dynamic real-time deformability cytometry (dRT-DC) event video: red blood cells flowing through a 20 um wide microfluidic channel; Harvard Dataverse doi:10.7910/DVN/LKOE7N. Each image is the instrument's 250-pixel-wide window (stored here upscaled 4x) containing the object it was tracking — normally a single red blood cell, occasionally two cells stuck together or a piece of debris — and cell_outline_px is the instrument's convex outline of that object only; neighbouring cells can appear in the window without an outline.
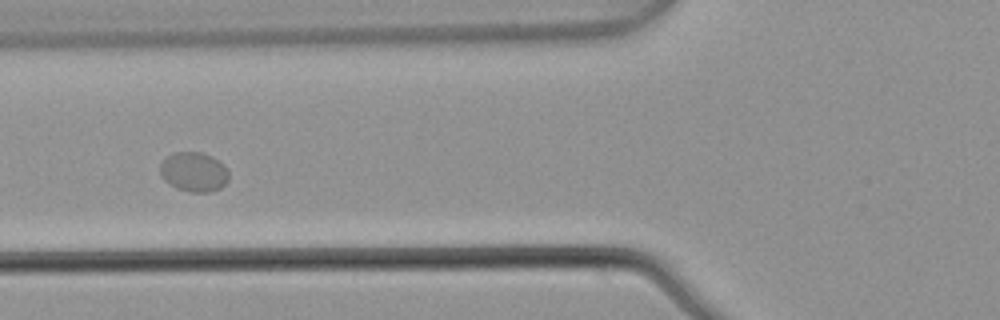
{"species": "common noctule bat (a hibernating species)", "species_latin": "Nyctalus noctula", "temperature_condition": "warm", "stored_images_in_passage": 9, "camera_frame_rate_fps": 3000, "um_per_image_px": 0.085, "animal": {"sex": "male", "body_mass_g": 21.5, "forearm_length_mm": 52.0}, "frame": {"image": 1, "passage_image": 7, "time_ms": 2.0, "image_size_px": [1000, 320], "cell_outline_px": [[228, 180], [220, 188], [212, 192], [188, 192], [176, 188], [168, 184], [160, 176], [160, 164], [168, 156], [176, 152], [200, 152], [212, 156], [224, 164], [228, 172]], "centroid_in_image_um": [16.47, 14.62], "position_along_channel_um": 109.3, "area_um2": 15.95}}
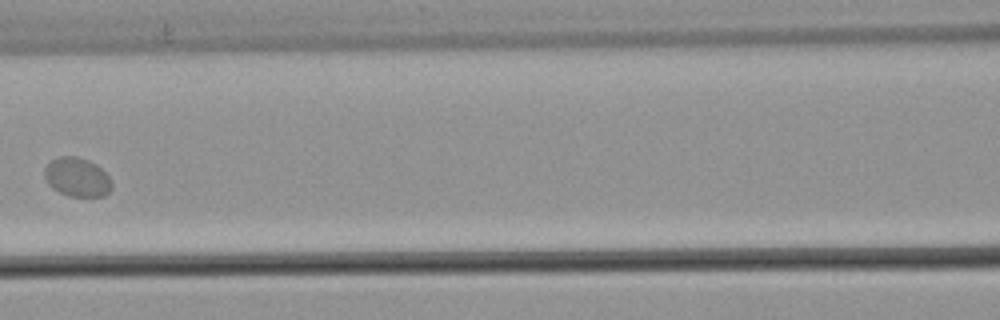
{"frame": {"image": 2, "passage_image": 8, "time_ms": 2.333, "image_size_px": [1000, 320], "cell_outline_px": [[112, 188], [104, 196], [68, 196], [52, 188], [48, 184], [44, 176], [44, 168], [52, 160], [60, 156], [76, 156], [88, 160], [96, 164], [108, 176], [112, 184]], "centroid_in_image_um": [6.54, 15.06], "position_along_channel_um": 160.1, "area_um2": 15.2}}